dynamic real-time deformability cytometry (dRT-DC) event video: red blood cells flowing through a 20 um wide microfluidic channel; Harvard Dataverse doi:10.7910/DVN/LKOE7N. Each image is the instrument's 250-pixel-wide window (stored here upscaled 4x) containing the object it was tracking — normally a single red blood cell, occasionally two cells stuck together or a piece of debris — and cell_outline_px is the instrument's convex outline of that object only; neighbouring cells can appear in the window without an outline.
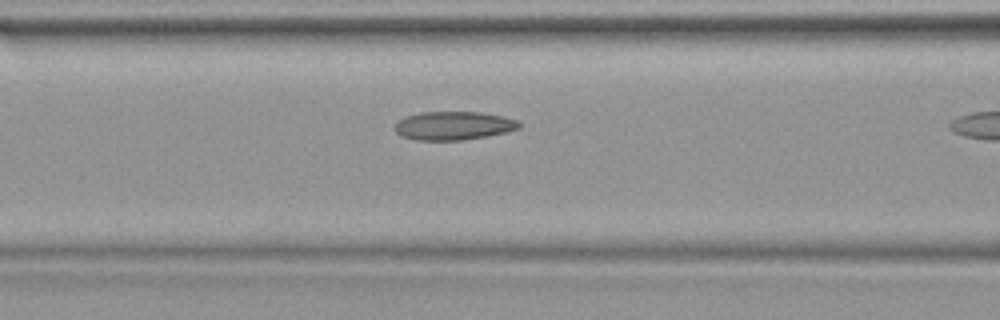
{"species": "common noctule bat (a hibernating species)", "species_latin": "Nyctalus noctula", "temperature_condition": "warm", "stored_images_in_passage": 7, "camera_frame_rate_fps": 3000, "um_per_image_px": 0.085, "animal": {"sex": "female", "body_mass_g": 19.9}, "frame": {"image": 1, "passage_image": 6, "time_ms": 1.667, "image_size_px": [1000, 320], "cell_outline_px": [[520, 128], [508, 132], [464, 140], [416, 140], [400, 136], [392, 128], [396, 120], [404, 116], [420, 112], [480, 112], [504, 116], [520, 120]], "centroid_in_image_um": [38.52, 10.68], "position_along_channel_um": 128.1, "area_um2": 21.1}}